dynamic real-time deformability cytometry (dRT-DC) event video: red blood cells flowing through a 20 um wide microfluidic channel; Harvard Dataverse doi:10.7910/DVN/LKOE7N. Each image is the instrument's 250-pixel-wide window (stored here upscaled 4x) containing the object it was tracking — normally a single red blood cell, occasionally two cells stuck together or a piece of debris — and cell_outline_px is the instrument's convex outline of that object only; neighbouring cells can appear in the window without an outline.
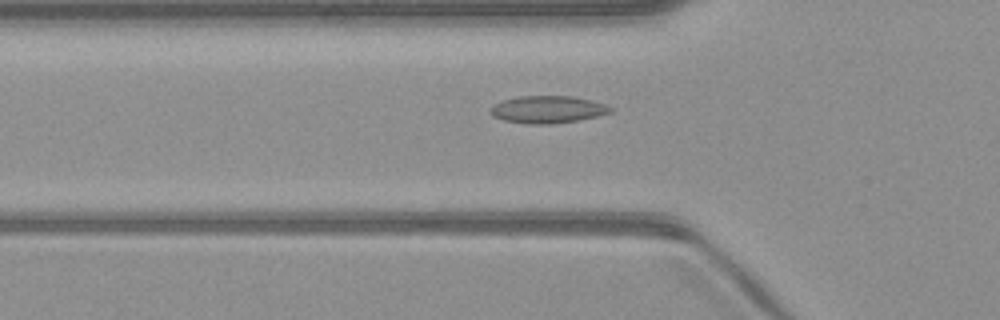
{"species": "common noctule bat (a hibernating species)", "species_latin": "Nyctalus noctula", "temperature_condition": "warm", "stored_images_in_passage": 51, "camera_frame_rate_fps": 3000, "um_per_image_px": 0.085, "animal": {"sex": "male", "body_mass_g": 23.1, "forearm_length_mm": 52.7}, "frame": {"image": 1, "passage_image": 17, "time_ms": 5.333, "image_size_px": [1000, 320], "cell_outline_px": [[612, 112], [596, 116], [576, 120], [552, 124], [524, 124], [504, 120], [492, 116], [488, 112], [488, 108], [492, 104], [504, 100], [520, 96], [572, 96], [592, 100], [604, 104], [612, 108]], "centroid_in_image_um": [46.48, 9.3], "position_along_channel_um": 79.3, "area_um2": 19.19}}
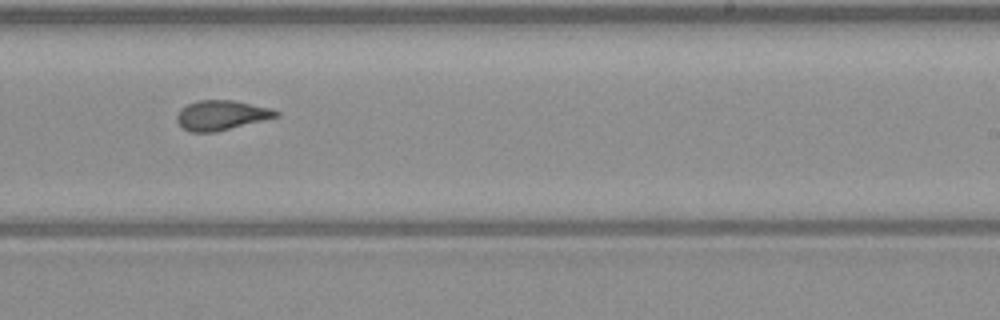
{"frame": {"image": 2, "passage_image": 31, "time_ms": 10.0, "image_size_px": [1000, 320], "cell_outline_px": [[280, 116], [216, 132], [192, 132], [184, 128], [176, 120], [176, 116], [180, 108], [196, 100], [232, 100], [272, 108], [280, 112]], "centroid_in_image_um": [18.83, 9.78], "position_along_channel_um": 270.2, "area_um2": 17.22}}
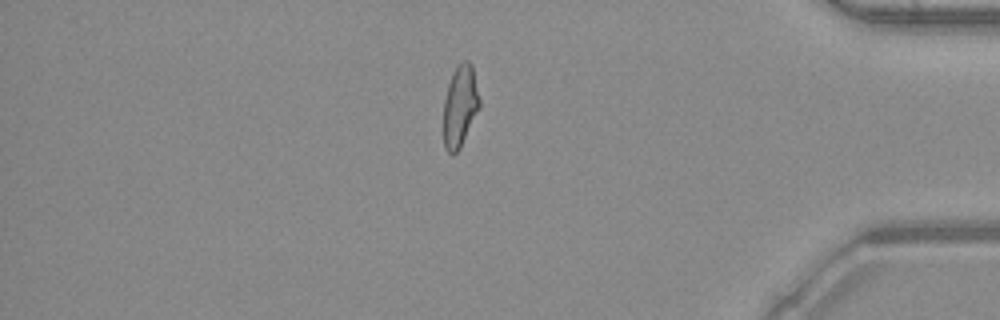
{"frame": {"image": 3, "passage_image": 43, "time_ms": 14.0, "image_size_px": [1000, 320], "cell_outline_px": [[480, 108], [460, 148], [452, 156], [444, 148], [444, 100], [448, 84], [452, 72], [464, 60], [468, 60], [472, 64], [480, 100]], "centroid_in_image_um": [39.11, 9.03], "position_along_channel_um": 396.1, "area_um2": 17.17}, "authors_computed_cell_mechanics": {"area_um2": 17.918, "velocity_mm_per_s": 4.0705, "shape_relaxation_time_tau1_ms": null, "shape_relaxation_time_tau2_ms": 1.6096, "deformation_change_tau1": null, "deformation_change_tau2": 0.0883}}